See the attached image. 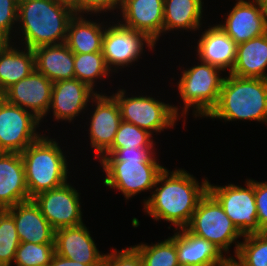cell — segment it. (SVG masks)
Returning a JSON list of instances; mask_svg holds the SVG:
<instances>
[{
  "instance_id": "obj_1",
  "label": "cell",
  "mask_w": 267,
  "mask_h": 266,
  "mask_svg": "<svg viewBox=\"0 0 267 266\" xmlns=\"http://www.w3.org/2000/svg\"><path fill=\"white\" fill-rule=\"evenodd\" d=\"M169 171L165 167L159 174L155 190L150 191L153 193L148 199H144V211L156 221L172 223L177 231L189 224L199 201L208 192L209 180L204 178L200 184L184 169Z\"/></svg>"
},
{
  "instance_id": "obj_2",
  "label": "cell",
  "mask_w": 267,
  "mask_h": 266,
  "mask_svg": "<svg viewBox=\"0 0 267 266\" xmlns=\"http://www.w3.org/2000/svg\"><path fill=\"white\" fill-rule=\"evenodd\" d=\"M153 149H117L111 155H102L100 163L106 174L104 186L121 191L126 200L153 189L165 169L156 161Z\"/></svg>"
},
{
  "instance_id": "obj_3",
  "label": "cell",
  "mask_w": 267,
  "mask_h": 266,
  "mask_svg": "<svg viewBox=\"0 0 267 266\" xmlns=\"http://www.w3.org/2000/svg\"><path fill=\"white\" fill-rule=\"evenodd\" d=\"M75 12L69 0H19L17 22L26 48L65 43Z\"/></svg>"
},
{
  "instance_id": "obj_4",
  "label": "cell",
  "mask_w": 267,
  "mask_h": 266,
  "mask_svg": "<svg viewBox=\"0 0 267 266\" xmlns=\"http://www.w3.org/2000/svg\"><path fill=\"white\" fill-rule=\"evenodd\" d=\"M228 75L216 106L206 117L225 122L254 120L267 124V79Z\"/></svg>"
},
{
  "instance_id": "obj_5",
  "label": "cell",
  "mask_w": 267,
  "mask_h": 266,
  "mask_svg": "<svg viewBox=\"0 0 267 266\" xmlns=\"http://www.w3.org/2000/svg\"><path fill=\"white\" fill-rule=\"evenodd\" d=\"M20 154L30 198L68 182L67 156L55 139L43 134Z\"/></svg>"
},
{
  "instance_id": "obj_6",
  "label": "cell",
  "mask_w": 267,
  "mask_h": 266,
  "mask_svg": "<svg viewBox=\"0 0 267 266\" xmlns=\"http://www.w3.org/2000/svg\"><path fill=\"white\" fill-rule=\"evenodd\" d=\"M201 64L194 65L184 70L179 80L178 91L184 103L182 115L188 113L190 107H194L195 117H206L216 106L222 83L225 77H221L222 69L200 61ZM189 108V109H188Z\"/></svg>"
},
{
  "instance_id": "obj_7",
  "label": "cell",
  "mask_w": 267,
  "mask_h": 266,
  "mask_svg": "<svg viewBox=\"0 0 267 266\" xmlns=\"http://www.w3.org/2000/svg\"><path fill=\"white\" fill-rule=\"evenodd\" d=\"M185 228L190 233L206 239L226 254L229 253L231 244L236 243L234 250L236 255L240 244L236 240L244 236L209 192L199 201Z\"/></svg>"
},
{
  "instance_id": "obj_8",
  "label": "cell",
  "mask_w": 267,
  "mask_h": 266,
  "mask_svg": "<svg viewBox=\"0 0 267 266\" xmlns=\"http://www.w3.org/2000/svg\"><path fill=\"white\" fill-rule=\"evenodd\" d=\"M126 91L119 89L111 95L117 102L122 121L132 123L153 134L173 128L180 116L178 107L156 100L150 96L126 97Z\"/></svg>"
},
{
  "instance_id": "obj_9",
  "label": "cell",
  "mask_w": 267,
  "mask_h": 266,
  "mask_svg": "<svg viewBox=\"0 0 267 266\" xmlns=\"http://www.w3.org/2000/svg\"><path fill=\"white\" fill-rule=\"evenodd\" d=\"M245 185L244 188V186L234 184L214 186L208 183V192L218 201L226 215L243 235L260 232L254 180L247 179Z\"/></svg>"
},
{
  "instance_id": "obj_10",
  "label": "cell",
  "mask_w": 267,
  "mask_h": 266,
  "mask_svg": "<svg viewBox=\"0 0 267 266\" xmlns=\"http://www.w3.org/2000/svg\"><path fill=\"white\" fill-rule=\"evenodd\" d=\"M107 27L106 25L102 53L111 72L113 70L116 72V68L119 66L120 68L130 67L129 65L138 61L143 53L144 45L151 50L154 49L155 41L145 33L127 28L119 22Z\"/></svg>"
},
{
  "instance_id": "obj_11",
  "label": "cell",
  "mask_w": 267,
  "mask_h": 266,
  "mask_svg": "<svg viewBox=\"0 0 267 266\" xmlns=\"http://www.w3.org/2000/svg\"><path fill=\"white\" fill-rule=\"evenodd\" d=\"M40 122L31 112L0 96V152L22 153L41 136L36 131Z\"/></svg>"
},
{
  "instance_id": "obj_12",
  "label": "cell",
  "mask_w": 267,
  "mask_h": 266,
  "mask_svg": "<svg viewBox=\"0 0 267 266\" xmlns=\"http://www.w3.org/2000/svg\"><path fill=\"white\" fill-rule=\"evenodd\" d=\"M79 193L69 183L43 191L33 198L42 215L56 230L83 224Z\"/></svg>"
},
{
  "instance_id": "obj_13",
  "label": "cell",
  "mask_w": 267,
  "mask_h": 266,
  "mask_svg": "<svg viewBox=\"0 0 267 266\" xmlns=\"http://www.w3.org/2000/svg\"><path fill=\"white\" fill-rule=\"evenodd\" d=\"M53 82L34 70L2 95L8 103L31 112L40 121L49 112Z\"/></svg>"
},
{
  "instance_id": "obj_14",
  "label": "cell",
  "mask_w": 267,
  "mask_h": 266,
  "mask_svg": "<svg viewBox=\"0 0 267 266\" xmlns=\"http://www.w3.org/2000/svg\"><path fill=\"white\" fill-rule=\"evenodd\" d=\"M100 94L92 99V106L94 102L96 107L89 122L90 145L98 158L111 147L122 121L116 100L112 96Z\"/></svg>"
},
{
  "instance_id": "obj_15",
  "label": "cell",
  "mask_w": 267,
  "mask_h": 266,
  "mask_svg": "<svg viewBox=\"0 0 267 266\" xmlns=\"http://www.w3.org/2000/svg\"><path fill=\"white\" fill-rule=\"evenodd\" d=\"M85 224L55 230V253L89 266H101L104 254L97 249Z\"/></svg>"
},
{
  "instance_id": "obj_16",
  "label": "cell",
  "mask_w": 267,
  "mask_h": 266,
  "mask_svg": "<svg viewBox=\"0 0 267 266\" xmlns=\"http://www.w3.org/2000/svg\"><path fill=\"white\" fill-rule=\"evenodd\" d=\"M97 94L88 84L76 78L54 82L49 112L52 109L57 121L72 122Z\"/></svg>"
},
{
  "instance_id": "obj_17",
  "label": "cell",
  "mask_w": 267,
  "mask_h": 266,
  "mask_svg": "<svg viewBox=\"0 0 267 266\" xmlns=\"http://www.w3.org/2000/svg\"><path fill=\"white\" fill-rule=\"evenodd\" d=\"M227 13L222 30L238 45L267 33V27L258 0H236Z\"/></svg>"
},
{
  "instance_id": "obj_18",
  "label": "cell",
  "mask_w": 267,
  "mask_h": 266,
  "mask_svg": "<svg viewBox=\"0 0 267 266\" xmlns=\"http://www.w3.org/2000/svg\"><path fill=\"white\" fill-rule=\"evenodd\" d=\"M177 230L179 232L170 238L176 244L179 265L230 266L233 256L223 255L212 243L190 233L186 228Z\"/></svg>"
},
{
  "instance_id": "obj_19",
  "label": "cell",
  "mask_w": 267,
  "mask_h": 266,
  "mask_svg": "<svg viewBox=\"0 0 267 266\" xmlns=\"http://www.w3.org/2000/svg\"><path fill=\"white\" fill-rule=\"evenodd\" d=\"M164 0H122L123 26L147 34L156 41L163 33Z\"/></svg>"
},
{
  "instance_id": "obj_20",
  "label": "cell",
  "mask_w": 267,
  "mask_h": 266,
  "mask_svg": "<svg viewBox=\"0 0 267 266\" xmlns=\"http://www.w3.org/2000/svg\"><path fill=\"white\" fill-rule=\"evenodd\" d=\"M31 200L22 156L18 152H0V210Z\"/></svg>"
},
{
  "instance_id": "obj_21",
  "label": "cell",
  "mask_w": 267,
  "mask_h": 266,
  "mask_svg": "<svg viewBox=\"0 0 267 266\" xmlns=\"http://www.w3.org/2000/svg\"><path fill=\"white\" fill-rule=\"evenodd\" d=\"M13 217L20 242L54 243L55 229L31 199L6 209Z\"/></svg>"
},
{
  "instance_id": "obj_22",
  "label": "cell",
  "mask_w": 267,
  "mask_h": 266,
  "mask_svg": "<svg viewBox=\"0 0 267 266\" xmlns=\"http://www.w3.org/2000/svg\"><path fill=\"white\" fill-rule=\"evenodd\" d=\"M198 60L229 70L236 61L237 44L216 24L205 30L197 43Z\"/></svg>"
},
{
  "instance_id": "obj_23",
  "label": "cell",
  "mask_w": 267,
  "mask_h": 266,
  "mask_svg": "<svg viewBox=\"0 0 267 266\" xmlns=\"http://www.w3.org/2000/svg\"><path fill=\"white\" fill-rule=\"evenodd\" d=\"M33 52L35 70L53 83L75 78L74 53L65 43L39 46Z\"/></svg>"
},
{
  "instance_id": "obj_24",
  "label": "cell",
  "mask_w": 267,
  "mask_h": 266,
  "mask_svg": "<svg viewBox=\"0 0 267 266\" xmlns=\"http://www.w3.org/2000/svg\"><path fill=\"white\" fill-rule=\"evenodd\" d=\"M10 43L0 42V96L35 70L33 49L19 50Z\"/></svg>"
},
{
  "instance_id": "obj_25",
  "label": "cell",
  "mask_w": 267,
  "mask_h": 266,
  "mask_svg": "<svg viewBox=\"0 0 267 266\" xmlns=\"http://www.w3.org/2000/svg\"><path fill=\"white\" fill-rule=\"evenodd\" d=\"M267 33L237 45L236 61L230 74L267 79Z\"/></svg>"
},
{
  "instance_id": "obj_26",
  "label": "cell",
  "mask_w": 267,
  "mask_h": 266,
  "mask_svg": "<svg viewBox=\"0 0 267 266\" xmlns=\"http://www.w3.org/2000/svg\"><path fill=\"white\" fill-rule=\"evenodd\" d=\"M83 16L75 14L70 20L65 40L66 46L74 54L102 52L106 26L102 22L89 21Z\"/></svg>"
},
{
  "instance_id": "obj_27",
  "label": "cell",
  "mask_w": 267,
  "mask_h": 266,
  "mask_svg": "<svg viewBox=\"0 0 267 266\" xmlns=\"http://www.w3.org/2000/svg\"><path fill=\"white\" fill-rule=\"evenodd\" d=\"M202 0H164L163 33L174 29L197 31L201 27Z\"/></svg>"
},
{
  "instance_id": "obj_28",
  "label": "cell",
  "mask_w": 267,
  "mask_h": 266,
  "mask_svg": "<svg viewBox=\"0 0 267 266\" xmlns=\"http://www.w3.org/2000/svg\"><path fill=\"white\" fill-rule=\"evenodd\" d=\"M243 237L236 259L234 257L230 261V266H267V232L246 234Z\"/></svg>"
},
{
  "instance_id": "obj_29",
  "label": "cell",
  "mask_w": 267,
  "mask_h": 266,
  "mask_svg": "<svg viewBox=\"0 0 267 266\" xmlns=\"http://www.w3.org/2000/svg\"><path fill=\"white\" fill-rule=\"evenodd\" d=\"M75 78L88 84L94 90L95 80L110 76L102 52L74 54ZM109 75V76H108Z\"/></svg>"
},
{
  "instance_id": "obj_30",
  "label": "cell",
  "mask_w": 267,
  "mask_h": 266,
  "mask_svg": "<svg viewBox=\"0 0 267 266\" xmlns=\"http://www.w3.org/2000/svg\"><path fill=\"white\" fill-rule=\"evenodd\" d=\"M133 247L141 256L143 266H179L176 244L170 237L160 243Z\"/></svg>"
},
{
  "instance_id": "obj_31",
  "label": "cell",
  "mask_w": 267,
  "mask_h": 266,
  "mask_svg": "<svg viewBox=\"0 0 267 266\" xmlns=\"http://www.w3.org/2000/svg\"><path fill=\"white\" fill-rule=\"evenodd\" d=\"M152 134L140 127L121 121L111 147L103 155H111L117 149L154 147Z\"/></svg>"
},
{
  "instance_id": "obj_32",
  "label": "cell",
  "mask_w": 267,
  "mask_h": 266,
  "mask_svg": "<svg viewBox=\"0 0 267 266\" xmlns=\"http://www.w3.org/2000/svg\"><path fill=\"white\" fill-rule=\"evenodd\" d=\"M20 244L12 215L0 210V266H11Z\"/></svg>"
},
{
  "instance_id": "obj_33",
  "label": "cell",
  "mask_w": 267,
  "mask_h": 266,
  "mask_svg": "<svg viewBox=\"0 0 267 266\" xmlns=\"http://www.w3.org/2000/svg\"><path fill=\"white\" fill-rule=\"evenodd\" d=\"M54 254V243L20 242L13 262L16 266H49Z\"/></svg>"
},
{
  "instance_id": "obj_34",
  "label": "cell",
  "mask_w": 267,
  "mask_h": 266,
  "mask_svg": "<svg viewBox=\"0 0 267 266\" xmlns=\"http://www.w3.org/2000/svg\"><path fill=\"white\" fill-rule=\"evenodd\" d=\"M19 0H0V42H11L13 25L17 23Z\"/></svg>"
},
{
  "instance_id": "obj_35",
  "label": "cell",
  "mask_w": 267,
  "mask_h": 266,
  "mask_svg": "<svg viewBox=\"0 0 267 266\" xmlns=\"http://www.w3.org/2000/svg\"><path fill=\"white\" fill-rule=\"evenodd\" d=\"M101 266H143V262L138 251L131 246L104 254Z\"/></svg>"
},
{
  "instance_id": "obj_36",
  "label": "cell",
  "mask_w": 267,
  "mask_h": 266,
  "mask_svg": "<svg viewBox=\"0 0 267 266\" xmlns=\"http://www.w3.org/2000/svg\"><path fill=\"white\" fill-rule=\"evenodd\" d=\"M75 14L83 15L84 13H101L103 11H114L120 9L122 0H69ZM119 6V7H118ZM90 12V13H88Z\"/></svg>"
},
{
  "instance_id": "obj_37",
  "label": "cell",
  "mask_w": 267,
  "mask_h": 266,
  "mask_svg": "<svg viewBox=\"0 0 267 266\" xmlns=\"http://www.w3.org/2000/svg\"><path fill=\"white\" fill-rule=\"evenodd\" d=\"M254 195L257 207V221L260 232H267V182L254 180Z\"/></svg>"
},
{
  "instance_id": "obj_38",
  "label": "cell",
  "mask_w": 267,
  "mask_h": 266,
  "mask_svg": "<svg viewBox=\"0 0 267 266\" xmlns=\"http://www.w3.org/2000/svg\"><path fill=\"white\" fill-rule=\"evenodd\" d=\"M49 266H89V265L70 260L55 253L51 259Z\"/></svg>"
},
{
  "instance_id": "obj_39",
  "label": "cell",
  "mask_w": 267,
  "mask_h": 266,
  "mask_svg": "<svg viewBox=\"0 0 267 266\" xmlns=\"http://www.w3.org/2000/svg\"><path fill=\"white\" fill-rule=\"evenodd\" d=\"M258 2L261 6L262 15L267 27V0H258Z\"/></svg>"
}]
</instances>
